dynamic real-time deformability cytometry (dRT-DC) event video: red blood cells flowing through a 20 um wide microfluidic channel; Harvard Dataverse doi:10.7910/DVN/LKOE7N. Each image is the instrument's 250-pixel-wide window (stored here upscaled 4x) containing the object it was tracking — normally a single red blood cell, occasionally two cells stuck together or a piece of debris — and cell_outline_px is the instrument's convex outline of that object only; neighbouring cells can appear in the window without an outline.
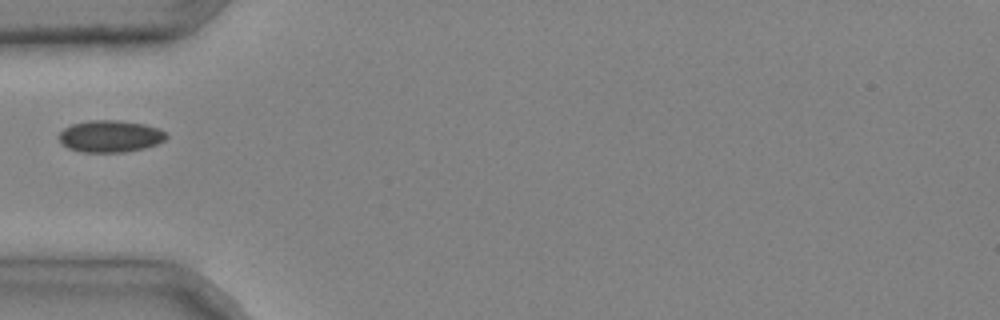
{"species": "common noctule bat (a hibernating species)", "species_latin": "Nyctalus noctula", "temperature_condition": "cold", "stored_images_in_passage": 1, "camera_frame_rate_fps": 3000, "um_per_image_px": 0.085, "animal": {"sex": "male", "body_mass_g": 20.4}, "frame": {"image": 1, "passage_image": 1, "time_ms": 0.0, "image_size_px": [1000, 320], "cell_outline_px": [[168, 136], [164, 140], [156, 144], [144, 148], [124, 152], [80, 152], [68, 148], [60, 144], [56, 136], [64, 128], [72, 124], [88, 120], [120, 120], [144, 124], [160, 128]], "centroid_in_image_um": [9.32, 11.58], "position_along_channel_um": 75.7, "area_um2": 20.23}}